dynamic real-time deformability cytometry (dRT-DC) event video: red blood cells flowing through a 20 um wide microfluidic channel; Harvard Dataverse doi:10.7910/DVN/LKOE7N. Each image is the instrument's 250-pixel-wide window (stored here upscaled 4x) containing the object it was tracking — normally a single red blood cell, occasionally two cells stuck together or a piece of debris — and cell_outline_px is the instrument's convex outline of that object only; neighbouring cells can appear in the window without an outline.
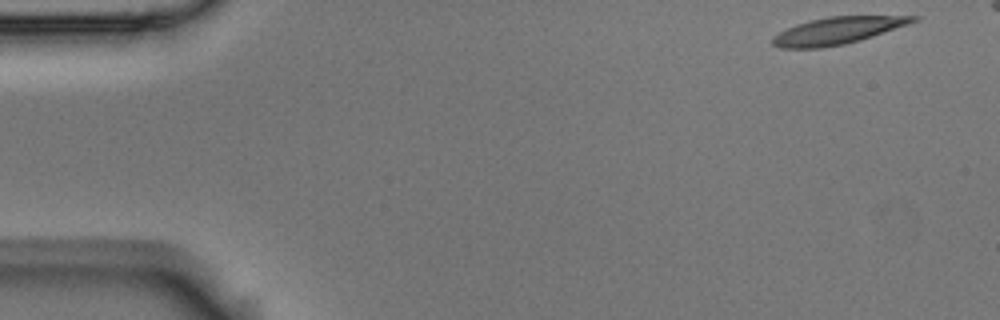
{"species": "Egyptian fruit bat (a non-hibernating species)", "species_latin": "Rousettus aegyptiacus", "temperature_condition": "room temperature", "stored_images_in_passage": 49, "camera_frame_rate_fps": 3000, "um_per_image_px": 0.085, "animal": {"sex": "male"}, "frame": {"image": 1, "passage_image": 1, "time_ms": 0.0, "image_size_px": [1000, 320], "cell_outline_px": [[920, 16], [916, 20], [908, 24], [860, 40], [844, 44], [820, 48], [780, 48], [772, 44], [772, 36], [796, 24], [828, 16]], "centroid_in_image_um": [71.14, 2.61], "position_along_channel_um": 13.9, "area_um2": 21.79}}
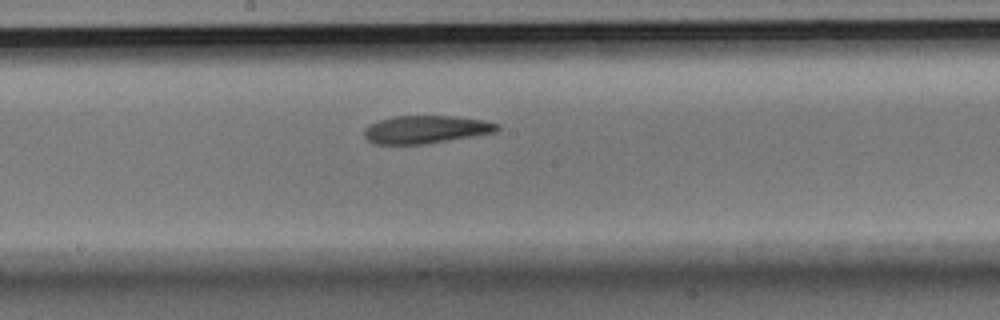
{"frame": {"image": 2, "passage_image": 27, "time_ms": 8.667, "image_size_px": [1000, 320], "cell_outline_px": [[500, 128], [496, 132], [424, 144], [376, 144], [368, 140], [364, 136], [364, 128], [368, 124], [392, 116], [452, 116], [484, 120], [500, 124]], "centroid_in_image_um": [36.18, 11.0], "position_along_channel_um": 212.0, "area_um2": 21.56}}
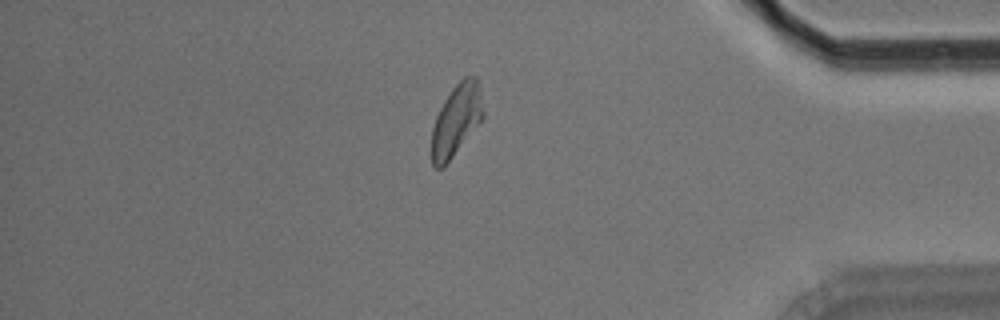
{"frame": {"image": 3, "passage_image": 45, "time_ms": 14.667, "image_size_px": [1000, 320], "cell_outline_px": [[484, 116], [444, 168], [436, 168], [432, 164], [432, 128], [436, 116], [444, 100], [452, 88], [464, 76], [476, 76], [480, 88], [484, 112]], "centroid_in_image_um": [38.79, 10.2], "position_along_channel_um": 396.4, "area_um2": 21.39}}